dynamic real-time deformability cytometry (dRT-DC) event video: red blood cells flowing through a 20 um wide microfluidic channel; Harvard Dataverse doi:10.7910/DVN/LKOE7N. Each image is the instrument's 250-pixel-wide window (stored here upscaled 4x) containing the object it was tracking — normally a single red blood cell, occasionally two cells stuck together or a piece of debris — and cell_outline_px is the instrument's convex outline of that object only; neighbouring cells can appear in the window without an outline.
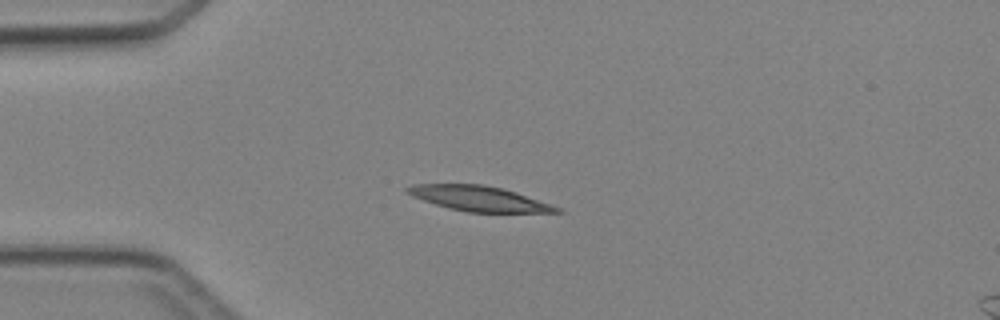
{"species": "Egyptian fruit bat (a non-hibernating species)", "species_latin": "Rousettus aegyptiacus", "temperature_condition": "cold", "stored_images_in_passage": 3, "camera_frame_rate_fps": 3000, "um_per_image_px": 0.085, "animal": {"sex": "female"}, "frame": {"image": 1, "passage_image": 3, "time_ms": 2.333, "image_size_px": [1000, 320], "cell_outline_px": [[564, 212], [468, 212], [448, 208], [412, 196], [404, 192], [404, 188], [412, 184], [484, 184], [516, 192], [560, 208]], "centroid_in_image_um": [40.65, 16.87], "position_along_channel_um": 44.4, "area_um2": 21.56}}